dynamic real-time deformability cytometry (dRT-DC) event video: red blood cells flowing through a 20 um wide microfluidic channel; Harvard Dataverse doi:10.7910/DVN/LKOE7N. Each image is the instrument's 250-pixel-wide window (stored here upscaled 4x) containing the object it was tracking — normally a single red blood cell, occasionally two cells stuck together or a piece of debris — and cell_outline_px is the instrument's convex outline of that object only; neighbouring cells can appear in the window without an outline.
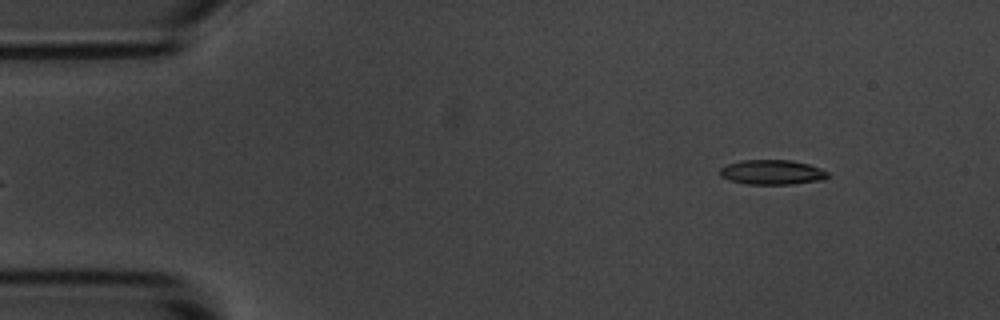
{"species": "common noctule bat (a hibernating species)", "species_latin": "Nyctalus noctula", "temperature_condition": "room temperature", "stored_images_in_passage": 4, "camera_frame_rate_fps": 3000, "um_per_image_px": 0.085, "animal": {"sex": "male", "body_mass_g": 20.1, "forearm_length_mm": 53.5}, "frame": {"image": 1, "passage_image": 4, "time_ms": 4.333, "image_size_px": [1000, 320], "cell_outline_px": [[828, 176], [824, 180], [792, 184], [748, 184], [732, 180], [720, 176], [720, 168], [728, 164], [740, 160], [792, 160], [808, 164], [820, 168], [828, 172]], "centroid_in_image_um": [65.65, 14.63], "position_along_channel_um": 19.3, "area_um2": 15.49}}